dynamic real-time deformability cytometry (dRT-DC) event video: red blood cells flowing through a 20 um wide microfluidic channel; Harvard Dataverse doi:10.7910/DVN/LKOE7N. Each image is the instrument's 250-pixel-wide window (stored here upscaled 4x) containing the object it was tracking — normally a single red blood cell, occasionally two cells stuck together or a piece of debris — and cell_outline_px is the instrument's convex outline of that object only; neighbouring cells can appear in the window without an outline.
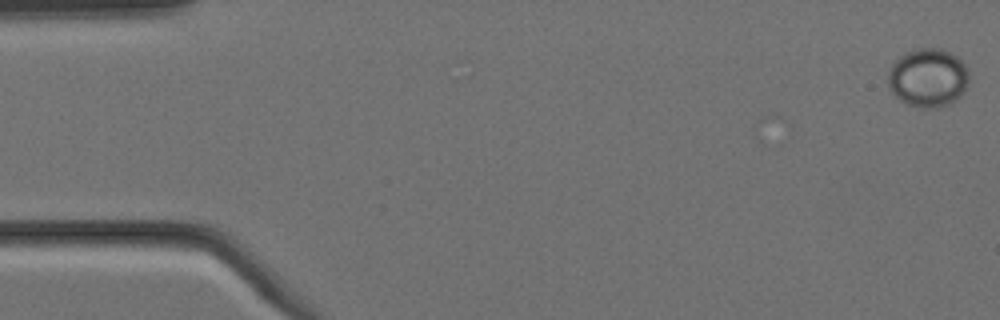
{"species": "Egyptian fruit bat (a non-hibernating species)", "species_latin": "Rousettus aegyptiacus", "temperature_condition": "cold", "stored_images_in_passage": 7, "camera_frame_rate_fps": 3000, "um_per_image_px": 0.085, "animal": {"sex": "female"}, "frame": {"image": 1, "passage_image": 1, "time_ms": 0.0, "image_size_px": [1000, 320], "cell_outline_px": [[968, 84], [964, 92], [952, 104], [936, 108], [920, 108], [908, 104], [900, 100], [888, 88], [888, 72], [892, 64], [900, 56], [912, 48], [940, 48], [956, 56], [964, 64], [968, 72]], "centroid_in_image_um": [78.87, 6.62], "position_along_channel_um": 6.1, "area_um2": 27.92}}
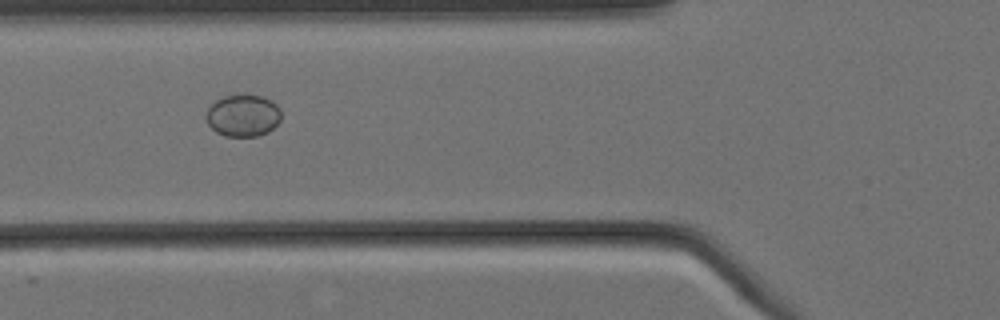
{"frame": {"image": 2, "passage_image": 6, "time_ms": 1.667, "image_size_px": [1000, 320], "cell_outline_px": [[280, 120], [268, 132], [256, 136], [224, 136], [216, 132], [208, 124], [208, 108], [216, 100], [224, 96], [264, 96], [272, 100], [280, 108]], "centroid_in_image_um": [20.68, 9.83], "position_along_channel_um": 105.1, "area_um2": 18.03}}
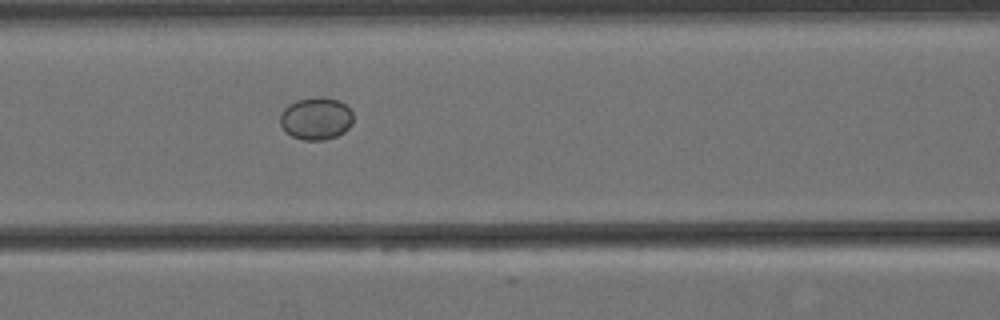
{"frame": {"image": 3, "passage_image": 7, "time_ms": 2.0, "image_size_px": [1000, 320], "cell_outline_px": [[352, 124], [344, 132], [336, 136], [324, 140], [304, 140], [292, 136], [284, 132], [280, 124], [280, 112], [288, 104], [296, 100], [316, 96], [324, 96], [340, 100], [352, 112]], "centroid_in_image_um": [26.84, 10.06], "position_along_channel_um": 139.8, "area_um2": 18.38}}